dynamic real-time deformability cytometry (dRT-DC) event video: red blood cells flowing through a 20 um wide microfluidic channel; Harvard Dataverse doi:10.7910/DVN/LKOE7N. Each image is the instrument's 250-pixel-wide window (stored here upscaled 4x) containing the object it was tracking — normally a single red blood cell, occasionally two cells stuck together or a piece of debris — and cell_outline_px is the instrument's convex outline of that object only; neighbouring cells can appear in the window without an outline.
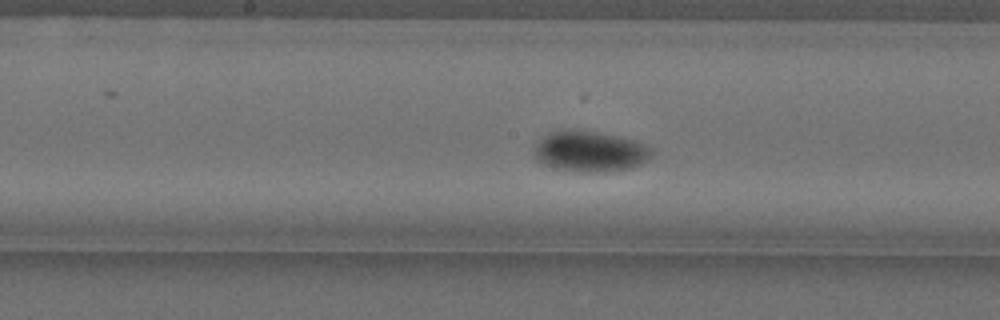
{"species": "Egyptian fruit bat (a non-hibernating species)", "species_latin": "Rousettus aegyptiacus", "temperature_condition": "cold", "stored_images_in_passage": 37, "camera_frame_rate_fps": 3000, "um_per_image_px": 0.085, "animal": {"sex": "female"}, "frame": {"image": 1, "passage_image": 15, "time_ms": 4.667, "image_size_px": [1000, 320], "cell_outline_px": [[652, 156], [648, 160], [640, 164], [628, 168], [596, 172], [588, 172], [556, 168], [544, 164], [532, 152], [532, 148], [544, 136], [552, 132], [596, 132], [636, 140], [652, 148]], "centroid_in_image_um": [50.19, 12.89], "position_along_channel_um": 198.0, "area_um2": 26.99}}
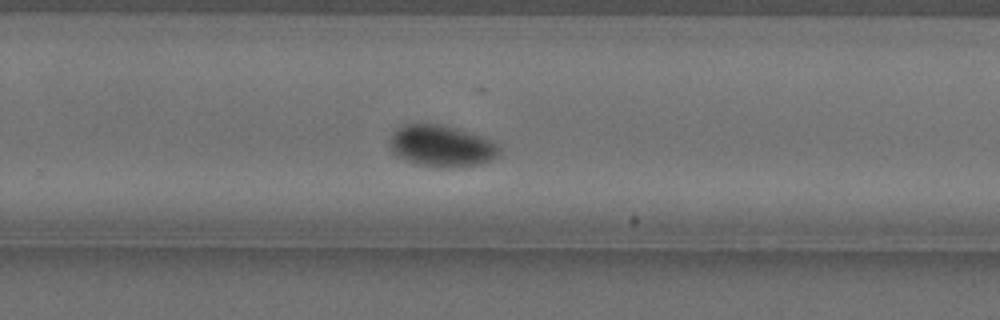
{"frame": {"image": 2, "passage_image": 23, "time_ms": 7.333, "image_size_px": [1000, 320], "cell_outline_px": [[500, 156], [492, 160], [480, 164], [464, 168], [420, 164], [396, 156], [392, 152], [392, 132], [396, 128], [404, 124], [440, 124], [468, 132], [480, 136], [500, 144]], "centroid_in_image_um": [37.6, 12.41], "position_along_channel_um": 292.2, "area_um2": 26.3}}
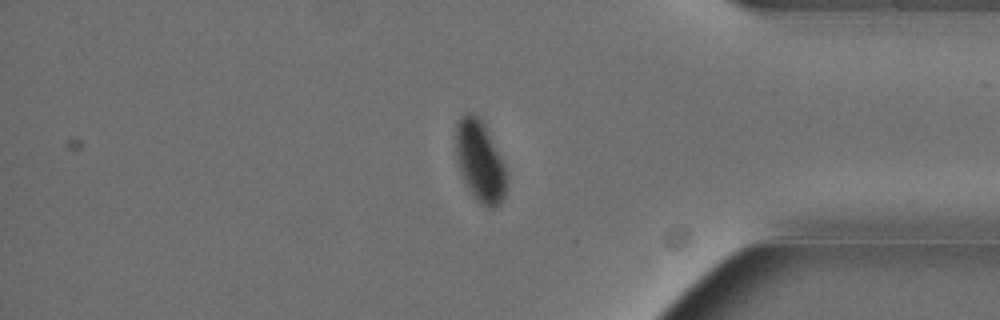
{"frame": {"image": 3, "passage_image": 33, "time_ms": 10.667, "image_size_px": [1000, 320], "cell_outline_px": [[508, 176], [504, 196], [500, 204], [496, 208], [488, 208], [480, 204], [476, 200], [464, 184], [456, 160], [456, 124], [460, 116], [464, 112], [472, 112], [480, 116], [508, 172]], "centroid_in_image_um": [40.79, 13.72], "position_along_channel_um": 394.4, "area_um2": 24.51}}